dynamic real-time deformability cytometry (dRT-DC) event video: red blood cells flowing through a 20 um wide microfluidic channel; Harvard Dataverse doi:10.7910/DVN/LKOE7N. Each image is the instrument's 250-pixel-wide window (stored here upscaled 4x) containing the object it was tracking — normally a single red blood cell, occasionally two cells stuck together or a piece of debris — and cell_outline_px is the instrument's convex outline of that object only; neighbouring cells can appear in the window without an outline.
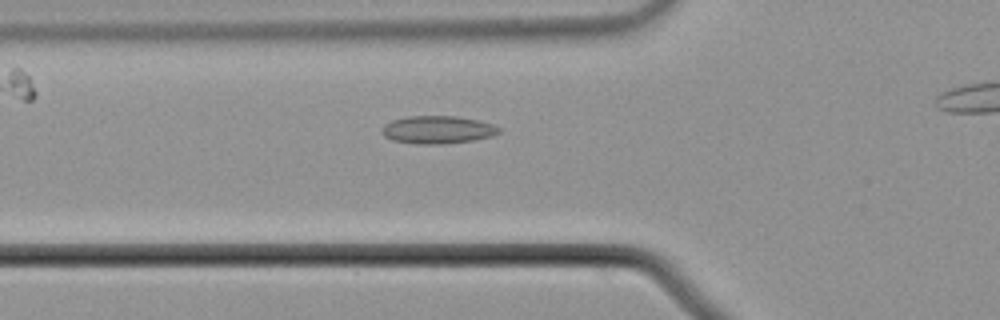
{"species": "common noctule bat (a hibernating species)", "species_latin": "Nyctalus noctula", "temperature_condition": "cold", "stored_images_in_passage": 40, "camera_frame_rate_fps": 3000, "um_per_image_px": 0.085, "animal": {"sex": "male", "body_mass_g": 21.5, "forearm_length_mm": 52.0}, "frame": {"image": 1, "passage_image": 14, "time_ms": 4.333, "image_size_px": [1000, 320], "cell_outline_px": [[500, 132], [492, 136], [472, 140], [444, 144], [416, 144], [392, 140], [384, 136], [380, 128], [384, 124], [392, 120], [408, 116], [456, 116], [480, 120], [492, 124], [500, 128]], "centroid_in_image_um": [37.18, 11.02], "position_along_channel_um": 88.6, "area_um2": 19.07}}
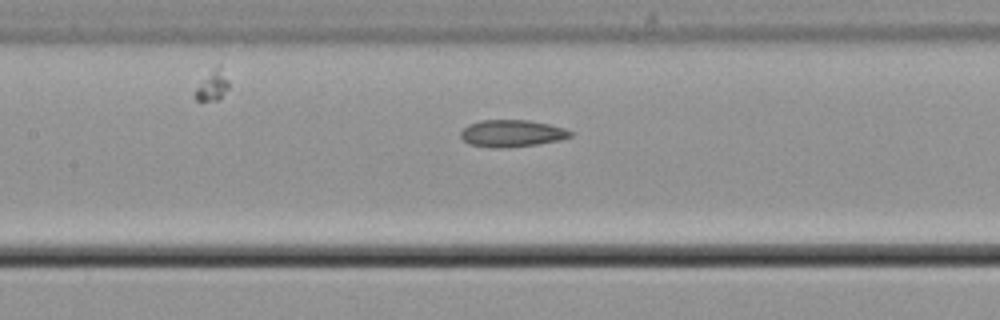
{"frame": {"image": 2, "passage_image": 20, "time_ms": 6.333, "image_size_px": [1000, 320], "cell_outline_px": [[572, 136], [560, 140], [536, 144], [504, 148], [492, 148], [468, 144], [460, 136], [460, 132], [468, 124], [480, 120], [528, 120], [548, 124], [564, 128], [572, 132]], "centroid_in_image_um": [43.47, 11.34], "position_along_channel_um": 163.9, "area_um2": 17.28}}
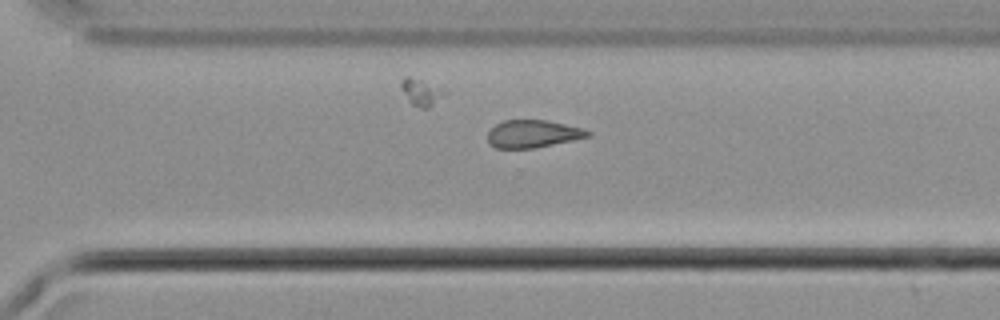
{"frame": {"image": 3, "passage_image": 33, "time_ms": 10.667, "image_size_px": [1000, 320], "cell_outline_px": [[592, 136], [532, 148], [496, 148], [488, 144], [488, 132], [496, 124], [504, 120], [548, 120], [584, 128], [592, 132]], "centroid_in_image_um": [45.31, 11.37], "position_along_channel_um": 325.3, "area_um2": 16.13}}